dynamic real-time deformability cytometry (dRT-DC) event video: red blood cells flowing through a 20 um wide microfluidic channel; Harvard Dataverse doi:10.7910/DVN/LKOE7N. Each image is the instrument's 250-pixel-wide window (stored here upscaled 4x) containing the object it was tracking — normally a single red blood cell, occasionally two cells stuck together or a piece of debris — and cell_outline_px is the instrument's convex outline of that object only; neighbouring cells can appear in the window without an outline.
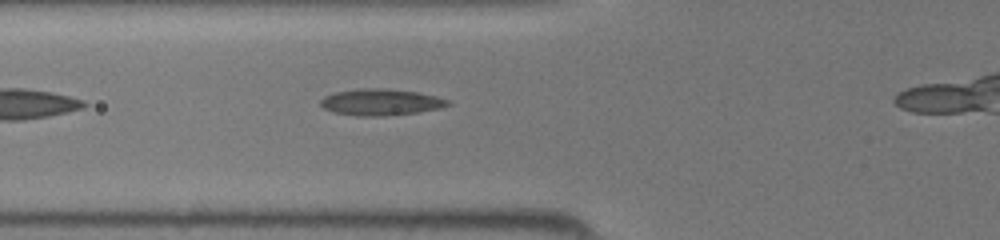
{"species": "common noctule bat (a hibernating species)", "species_latin": "Nyctalus noctula", "temperature_condition": "room temperature", "stored_images_in_passage": 15, "camera_frame_rate_fps": 3000, "um_per_image_px": 0.085, "animal": {"sex": "female", "body_mass_g": 19.5, "forearm_length_mm": 54.1}, "frame": {"image": 1, "passage_image": 2, "time_ms": 0.333, "image_size_px": [1000, 240], "cell_outline_px": [[452, 104], [440, 108], [420, 112], [388, 116], [356, 116], [332, 112], [324, 108], [320, 104], [320, 100], [324, 96], [336, 92], [360, 88], [384, 88], [416, 92], [436, 96], [448, 100]], "centroid_in_image_um": [32.36, 8.69], "position_along_channel_um": 93.4, "area_um2": 19.77}}
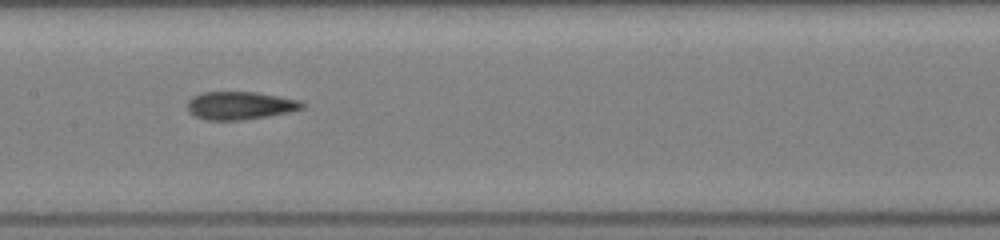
{"frame": {"image": 2, "passage_image": 8, "time_ms": 2.333, "image_size_px": [1000, 240], "cell_outline_px": [[304, 108], [288, 112], [268, 116], [240, 120], [208, 120], [196, 116], [188, 112], [188, 100], [192, 96], [204, 92], [256, 92], [300, 100], [304, 104]], "centroid_in_image_um": [20.39, 8.97], "position_along_channel_um": 187.0, "area_um2": 18.61}}
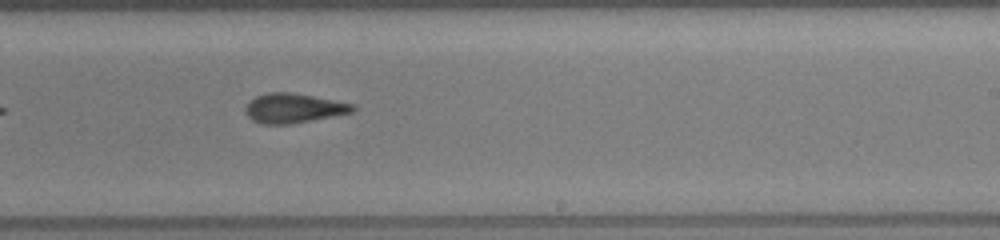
{"frame": {"image": 3, "passage_image": 13, "time_ms": 4.0, "image_size_px": [1000, 240], "cell_outline_px": [[356, 112], [292, 124], [260, 124], [252, 120], [248, 116], [244, 108], [248, 100], [256, 96], [268, 92], [292, 92], [356, 104]], "centroid_in_image_um": [24.97, 9.19], "position_along_channel_um": 264.0, "area_um2": 18.84}}